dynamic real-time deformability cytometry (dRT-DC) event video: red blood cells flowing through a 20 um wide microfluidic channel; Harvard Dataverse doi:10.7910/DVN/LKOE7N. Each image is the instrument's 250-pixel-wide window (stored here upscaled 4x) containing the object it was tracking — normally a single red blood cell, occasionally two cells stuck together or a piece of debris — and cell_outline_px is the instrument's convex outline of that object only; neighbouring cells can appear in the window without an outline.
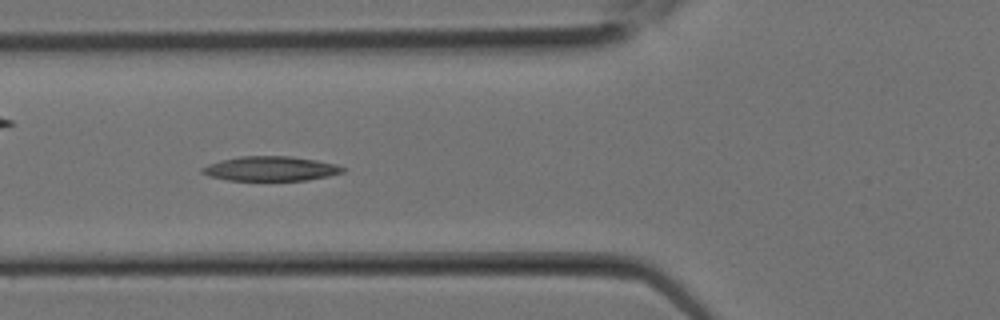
{"species": "Egyptian fruit bat (a non-hibernating species)", "species_latin": "Rousettus aegyptiacus", "temperature_condition": "room temperature", "stored_images_in_passage": 13, "camera_frame_rate_fps": 3000, "um_per_image_px": 0.085, "animal": {"sex": "female"}, "frame": {"image": 1, "passage_image": 10, "time_ms": 3.0, "image_size_px": [1000, 320], "cell_outline_px": [[348, 168], [344, 172], [328, 176], [308, 180], [228, 180], [208, 176], [200, 172], [200, 168], [208, 164], [220, 160], [240, 156], [292, 156], [316, 160], [336, 164]], "centroid_in_image_um": [23.01, 14.33], "position_along_channel_um": 102.8, "area_um2": 20.29}}
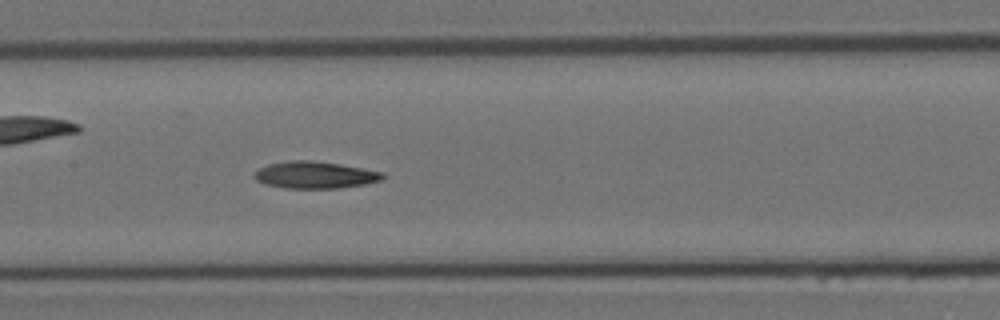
{"frame": {"image": 2, "passage_image": 13, "time_ms": 4.0, "image_size_px": [1000, 320], "cell_outline_px": [[388, 176], [384, 180], [364, 184], [336, 188], [284, 188], [264, 184], [256, 180], [252, 176], [260, 168], [268, 164], [292, 160], [312, 160], [340, 164], [384, 172]], "centroid_in_image_um": [26.81, 14.87], "position_along_channel_um": 180.6, "area_um2": 20.29}}